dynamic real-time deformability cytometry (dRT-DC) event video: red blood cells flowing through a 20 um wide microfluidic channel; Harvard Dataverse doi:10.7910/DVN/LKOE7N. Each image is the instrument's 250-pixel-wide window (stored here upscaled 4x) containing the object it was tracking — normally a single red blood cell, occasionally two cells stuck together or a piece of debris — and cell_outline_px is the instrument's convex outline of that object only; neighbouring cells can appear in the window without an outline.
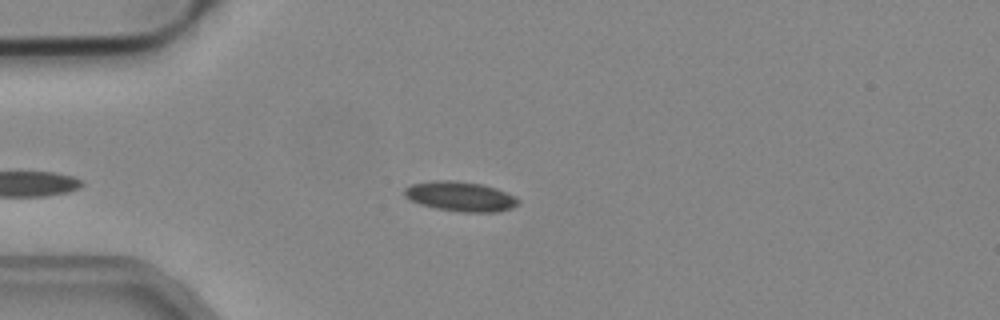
{"species": "common noctule bat (a hibernating species)", "species_latin": "Nyctalus noctula", "temperature_condition": "cold", "stored_images_in_passage": 32, "camera_frame_rate_fps": 3000, "um_per_image_px": 0.085, "animal": {"sex": "male", "body_mass_g": 19.2, "forearm_length_mm": 51.8}, "frame": {"image": 1, "passage_image": 3, "time_ms": 0.667, "image_size_px": [1000, 320], "cell_outline_px": [[520, 204], [512, 208], [496, 212], [464, 212], [436, 208], [420, 204], [404, 196], [404, 188], [412, 184], [432, 180], [456, 180], [480, 184], [496, 188], [516, 196], [520, 200]], "centroid_in_image_um": [39.16, 16.69], "position_along_channel_um": 45.8, "area_um2": 19.83}}
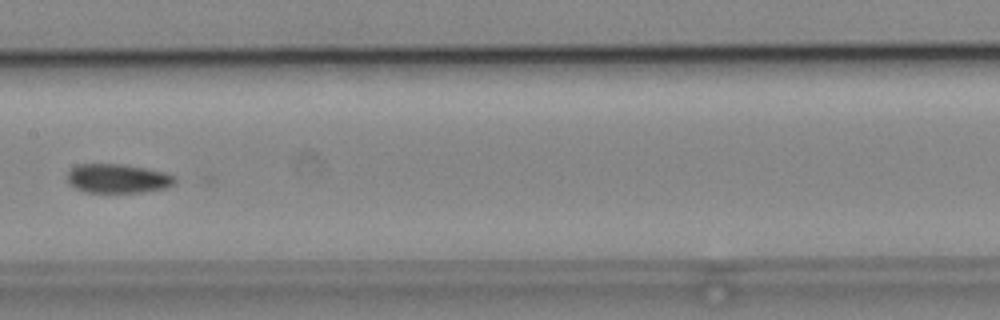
{"frame": {"image": 2, "passage_image": 16, "time_ms": 5.0, "image_size_px": [1000, 320], "cell_outline_px": [[176, 180], [172, 184], [164, 188], [140, 192], [88, 192], [76, 188], [68, 184], [64, 180], [68, 172], [76, 164], [124, 164], [164, 172], [176, 176]], "centroid_in_image_um": [9.95, 15.16], "position_along_channel_um": 197.5, "area_um2": 18.26}}
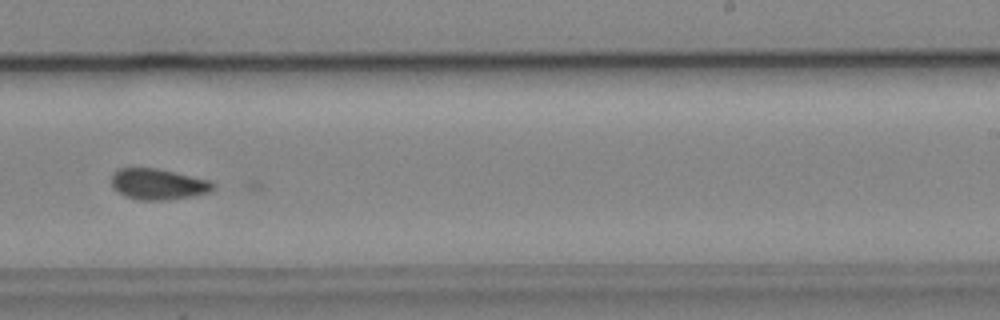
{"frame": {"image": 3, "passage_image": 22, "time_ms": 7.0, "image_size_px": [1000, 320], "cell_outline_px": [[216, 188], [208, 192], [192, 196], [168, 200], [140, 200], [124, 196], [112, 188], [112, 172], [116, 168], [156, 168], [176, 172], [208, 180], [216, 184]], "centroid_in_image_um": [13.42, 15.65], "position_along_channel_um": 275.6, "area_um2": 18.5}}